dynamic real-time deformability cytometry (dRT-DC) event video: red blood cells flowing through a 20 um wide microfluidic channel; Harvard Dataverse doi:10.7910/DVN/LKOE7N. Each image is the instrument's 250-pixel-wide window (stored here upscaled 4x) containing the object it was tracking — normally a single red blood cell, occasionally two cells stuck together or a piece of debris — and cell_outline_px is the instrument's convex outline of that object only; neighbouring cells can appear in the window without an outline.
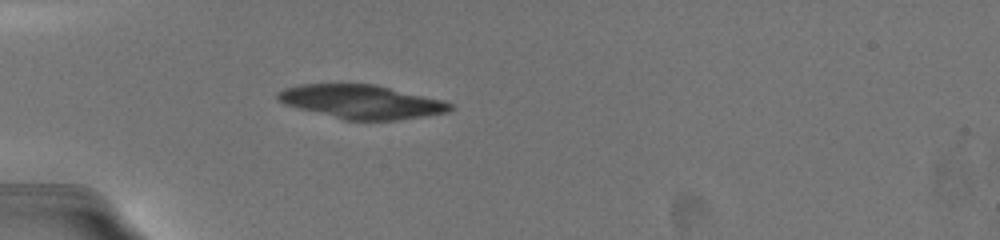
{"species": "common noctule bat (a hibernating species)", "species_latin": "Nyctalus noctula", "temperature_condition": "warm", "stored_images_in_passage": 41, "camera_frame_rate_fps": 3000, "um_per_image_px": 0.085, "animal": {"sex": "female", "body_mass_g": 19.5, "forearm_length_mm": 54.1}, "frame": {"image": 1, "passage_image": 4, "time_ms": 2.0, "image_size_px": [1000, 240], "cell_outline_px": [[452, 108], [448, 112], [400, 120], [344, 120], [300, 108], [288, 104], [280, 100], [276, 96], [280, 92], [288, 88], [304, 84], [372, 84], [452, 104]], "centroid_in_image_um": [30.71, 8.67], "position_along_channel_um": 54.3, "area_um2": 32.66}}